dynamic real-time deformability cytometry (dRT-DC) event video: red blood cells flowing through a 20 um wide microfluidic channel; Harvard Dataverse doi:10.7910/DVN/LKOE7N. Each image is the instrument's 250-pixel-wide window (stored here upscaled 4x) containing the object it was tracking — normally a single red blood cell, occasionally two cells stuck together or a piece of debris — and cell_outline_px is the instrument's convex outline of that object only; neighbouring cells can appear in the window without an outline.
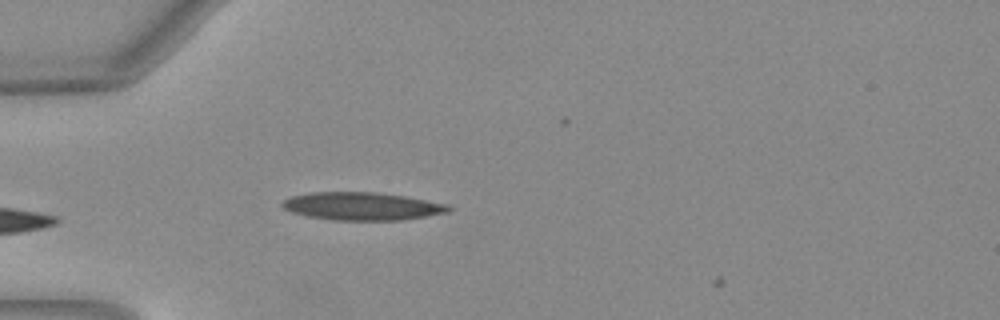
{"species": "Egyptian fruit bat (a non-hibernating species)", "species_latin": "Rousettus aegyptiacus", "temperature_condition": "warm", "stored_images_in_passage": 32, "camera_frame_rate_fps": 3000, "um_per_image_px": 0.085, "animal": {"sex": "female"}, "frame": {"image": 1, "passage_image": 7, "time_ms": 2.0, "image_size_px": [1000, 320], "cell_outline_px": [[452, 208], [448, 212], [400, 220], [336, 220], [308, 216], [292, 212], [284, 208], [280, 204], [284, 200], [292, 196], [312, 192], [376, 192], [404, 196], [448, 204]], "centroid_in_image_um": [30.77, 17.52], "position_along_channel_um": 54.2, "area_um2": 26.76}}
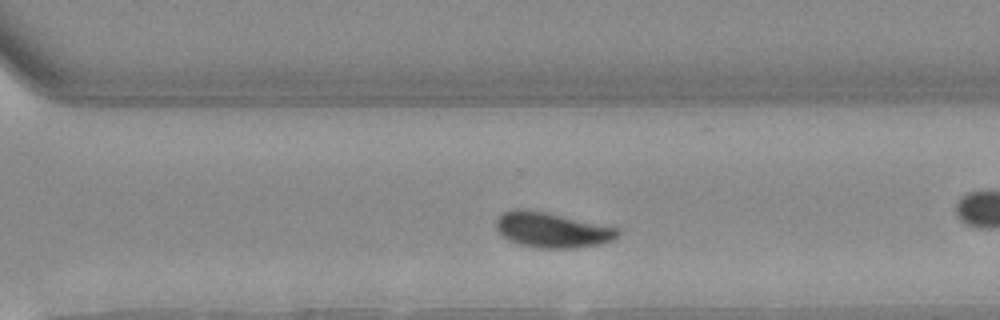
{"frame": {"image": 2, "passage_image": 25, "time_ms": 8.0, "image_size_px": [1000, 320], "cell_outline_px": [[620, 236], [612, 240], [600, 244], [576, 248], [540, 248], [520, 244], [508, 240], [496, 232], [496, 220], [500, 212], [512, 208], [520, 208], [544, 212], [616, 228], [620, 232]], "centroid_in_image_um": [46.84, 19.55], "position_along_channel_um": 323.8, "area_um2": 24.91}, "authors_computed_cell_mechanics": {"area_um2": 24.2471, "velocity_mm_per_s": 3.9519, "shape_relaxation_time_tau1_ms": 1.9957, "shape_relaxation_time_tau2_ms": 5.019, "deformation_change_tau1": 0.1008, "deformation_change_tau2": 0.0879}}